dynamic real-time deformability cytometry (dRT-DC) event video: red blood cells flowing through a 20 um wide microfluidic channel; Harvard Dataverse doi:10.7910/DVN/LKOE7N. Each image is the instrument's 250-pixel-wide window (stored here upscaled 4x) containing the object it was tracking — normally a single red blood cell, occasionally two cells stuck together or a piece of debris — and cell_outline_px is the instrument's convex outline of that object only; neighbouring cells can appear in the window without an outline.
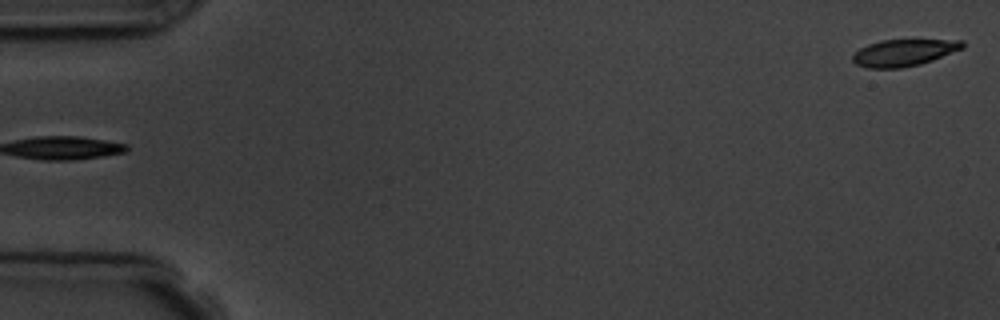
{"species": "common noctule bat (a hibernating species)", "species_latin": "Nyctalus noctula", "temperature_condition": "room temperature", "stored_images_in_passage": 2, "camera_frame_rate_fps": 3000, "um_per_image_px": 0.085, "animal": {"sex": "male", "body_mass_g": 19.5, "forearm_length_mm": 54.6}, "frame": {"image": 1, "passage_image": 2, "time_ms": 1.0, "image_size_px": [1000, 320], "cell_outline_px": [[964, 48], [932, 60], [920, 64], [900, 68], [868, 68], [856, 64], [852, 60], [852, 56], [860, 48], [868, 44], [880, 40], [964, 40]], "centroid_in_image_um": [76.82, 4.47], "position_along_channel_um": 8.2, "area_um2": 17.05}}